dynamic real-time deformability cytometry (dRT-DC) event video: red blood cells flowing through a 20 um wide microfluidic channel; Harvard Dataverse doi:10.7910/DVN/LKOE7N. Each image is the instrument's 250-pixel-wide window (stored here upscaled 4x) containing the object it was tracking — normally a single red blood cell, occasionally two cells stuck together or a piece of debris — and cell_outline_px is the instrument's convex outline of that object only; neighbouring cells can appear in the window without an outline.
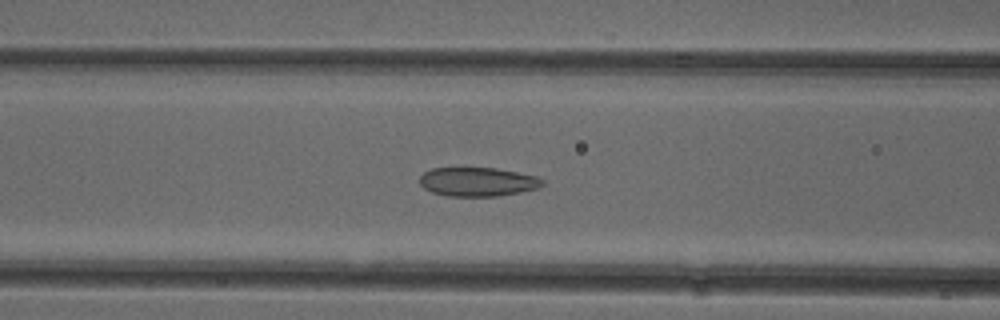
{"species": "common noctule bat (a hibernating species)", "species_latin": "Nyctalus noctula", "temperature_condition": "cold", "stored_images_in_passage": 52, "camera_frame_rate_fps": 3000, "um_per_image_px": 0.085, "animal": {"sex": "female"}, "frame": {"image": 1, "passage_image": 21, "time_ms": 6.667, "image_size_px": [1000, 320], "cell_outline_px": [[544, 184], [540, 188], [520, 192], [496, 196], [448, 196], [432, 192], [424, 188], [420, 184], [420, 176], [424, 172], [432, 168], [496, 168], [536, 176], [544, 180]], "centroid_in_image_um": [40.61, 15.45], "position_along_channel_um": 126.0, "area_um2": 20.69}}
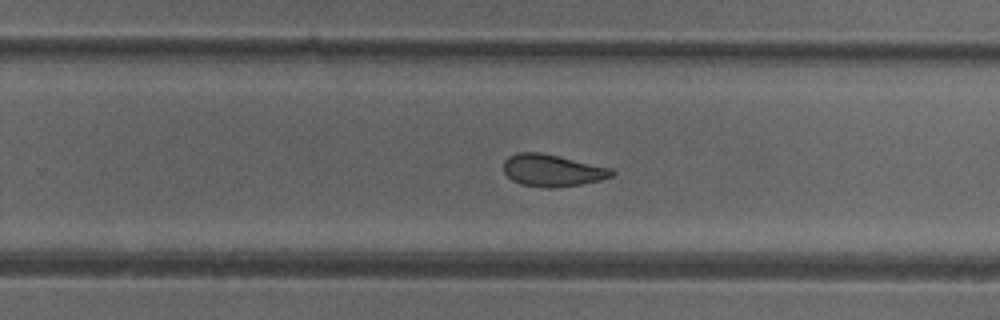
{"frame": {"image": 2, "passage_image": 33, "time_ms": 10.667, "image_size_px": [1000, 320], "cell_outline_px": [[616, 172], [612, 176], [600, 180], [580, 184], [556, 188], [544, 188], [520, 184], [512, 180], [504, 172], [504, 160], [508, 156], [516, 152], [540, 152], [612, 168]], "centroid_in_image_um": [46.93, 14.49], "position_along_channel_um": 282.9, "area_um2": 20.29}}
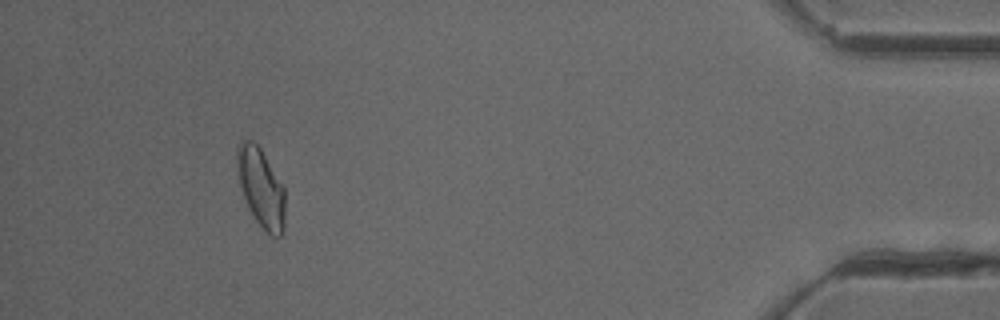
{"frame": {"image": 3, "passage_image": 48, "time_ms": 15.667, "image_size_px": [1000, 320], "cell_outline_px": [[284, 228], [280, 236], [272, 236], [256, 220], [248, 208], [240, 184], [236, 164], [236, 148], [240, 140], [252, 140], [260, 148], [284, 188]], "centroid_in_image_um": [22.16, 15.92], "position_along_channel_um": 413.0, "area_um2": 21.68}, "authors_computed_cell_mechanics": {"area_um2": 21.8195, "velocity_mm_per_s": 3.943, "shape_relaxation_time_tau1_ms": null, "shape_relaxation_time_tau2_ms": 1.6003, "deformation_change_tau1": null, "deformation_change_tau2": 0.0857}}